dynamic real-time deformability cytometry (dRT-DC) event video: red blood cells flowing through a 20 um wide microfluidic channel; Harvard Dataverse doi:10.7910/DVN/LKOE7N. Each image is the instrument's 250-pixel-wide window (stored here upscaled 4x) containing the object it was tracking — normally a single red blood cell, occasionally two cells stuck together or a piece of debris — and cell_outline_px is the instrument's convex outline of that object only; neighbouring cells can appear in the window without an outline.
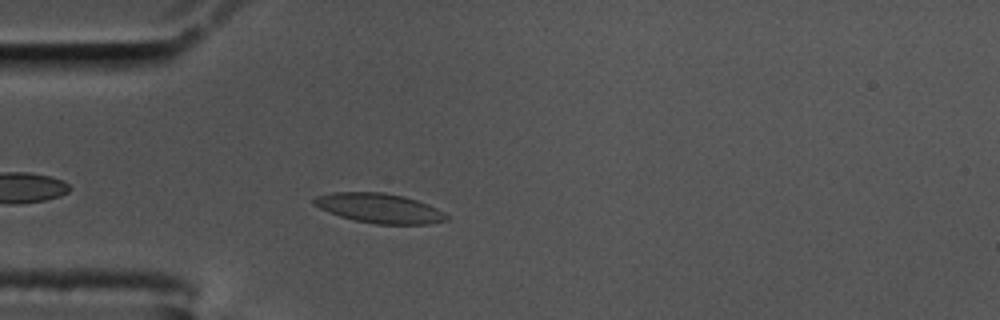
{"species": "common noctule bat (a hibernating species)", "species_latin": "Nyctalus noctula", "temperature_condition": "cold", "stored_images_in_passage": 44, "camera_frame_rate_fps": 3000, "um_per_image_px": 0.085, "animal": {"sex": "male", "body_mass_g": 17.5, "forearm_length_mm": 52.3}, "frame": {"image": 1, "passage_image": 5, "time_ms": 1.333, "image_size_px": [1000, 320], "cell_outline_px": [[448, 220], [428, 224], [376, 224], [356, 220], [340, 216], [320, 208], [312, 204], [312, 200], [316, 196], [332, 192], [384, 192], [404, 196], [428, 204], [444, 212], [448, 216]], "centroid_in_image_um": [32.25, 17.69], "position_along_channel_um": 52.8, "area_um2": 22.83}}
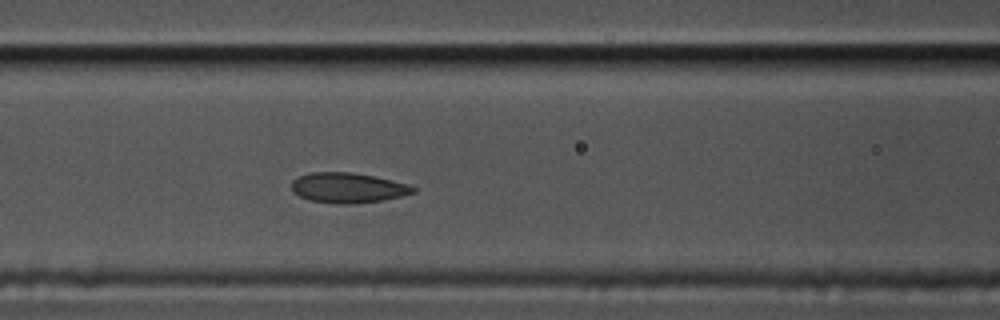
{"frame": {"image": 2, "passage_image": 13, "time_ms": 4.0, "image_size_px": [1000, 320], "cell_outline_px": [[416, 192], [400, 196], [380, 200], [348, 204], [336, 204], [308, 200], [292, 192], [292, 180], [300, 176], [312, 172], [352, 172], [392, 180], [408, 184], [416, 188]], "centroid_in_image_um": [29.54, 15.96], "position_along_channel_um": 137.1, "area_um2": 21.21}}
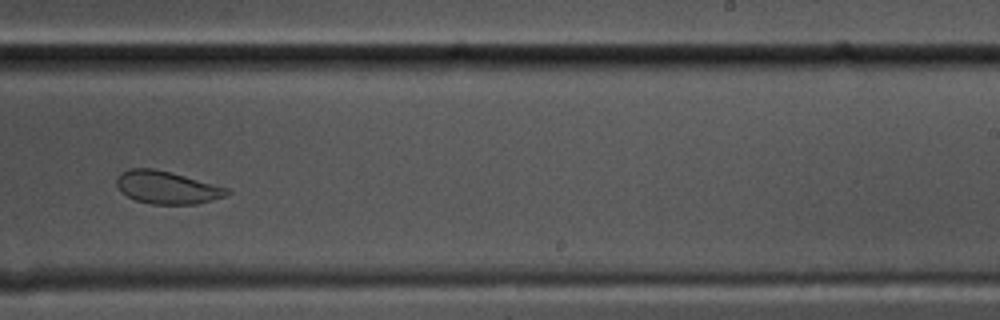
{"frame": {"image": 3, "passage_image": 25, "time_ms": 8.0, "image_size_px": [1000, 320], "cell_outline_px": [[232, 192], [224, 196], [212, 200], [196, 204], [152, 204], [136, 200], [120, 192], [116, 184], [116, 176], [120, 172], [128, 168], [152, 168], [184, 176], [228, 188]], "centroid_in_image_um": [14.14, 15.93], "position_along_channel_um": 274.9, "area_um2": 20.92}}